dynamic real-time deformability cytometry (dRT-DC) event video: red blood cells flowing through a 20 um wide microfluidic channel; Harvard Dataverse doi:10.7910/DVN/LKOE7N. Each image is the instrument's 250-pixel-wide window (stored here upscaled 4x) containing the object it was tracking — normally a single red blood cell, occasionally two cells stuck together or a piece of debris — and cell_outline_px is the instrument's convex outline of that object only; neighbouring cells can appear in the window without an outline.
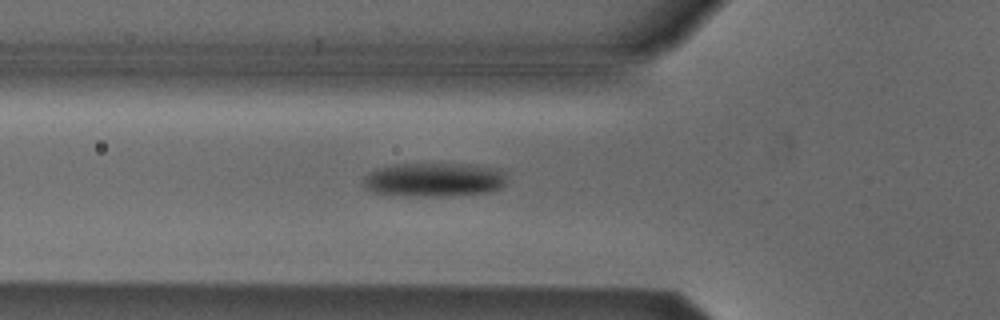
{"species": "Egyptian fruit bat (a non-hibernating species)", "species_latin": "Rousettus aegyptiacus", "temperature_condition": "cold", "stored_images_in_passage": 6, "camera_frame_rate_fps": 3000, "um_per_image_px": 0.085, "animal": {"sex": "male"}, "frame": {"image": 1, "passage_image": 6, "time_ms": 6.0, "image_size_px": [1000, 320], "cell_outline_px": [[504, 184], [500, 188], [484, 192], [440, 196], [416, 196], [372, 192], [368, 188], [364, 180], [364, 176], [376, 168], [396, 164], [476, 164], [500, 168], [504, 172]], "centroid_in_image_um": [36.92, 15.25], "position_along_channel_um": 88.9, "area_um2": 28.09}}